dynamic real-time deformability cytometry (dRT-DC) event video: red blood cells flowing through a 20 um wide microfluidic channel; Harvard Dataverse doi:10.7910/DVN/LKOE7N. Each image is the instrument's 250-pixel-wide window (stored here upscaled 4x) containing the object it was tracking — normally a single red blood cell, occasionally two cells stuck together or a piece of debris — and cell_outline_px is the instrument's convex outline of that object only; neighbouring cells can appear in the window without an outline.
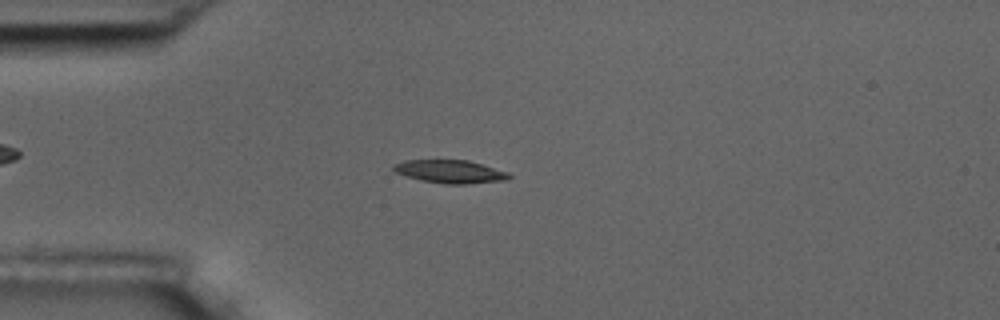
{"species": "common noctule bat (a hibernating species)", "species_latin": "Nyctalus noctula", "temperature_condition": "room temperature", "stored_images_in_passage": 55, "camera_frame_rate_fps": 3000, "um_per_image_px": 0.085, "animal": {"sex": "male", "body_mass_g": 17.5, "forearm_length_mm": 52.3}, "frame": {"image": 1, "passage_image": 14, "time_ms": 4.333, "image_size_px": [1000, 320], "cell_outline_px": [[512, 176], [508, 180], [464, 184], [444, 184], [424, 180], [408, 176], [396, 172], [392, 168], [392, 164], [404, 160], [468, 160], [508, 172]], "centroid_in_image_um": [38.28, 14.58], "position_along_channel_um": 46.7, "area_um2": 15.43}}
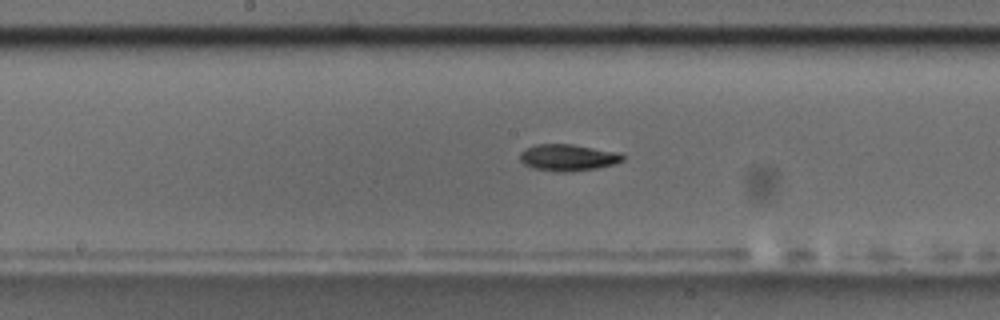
{"frame": {"image": 2, "passage_image": 28, "time_ms": 9.0, "image_size_px": [1000, 320], "cell_outline_px": [[624, 160], [612, 164], [596, 168], [568, 172], [556, 172], [532, 168], [524, 164], [520, 160], [520, 152], [524, 148], [536, 144], [572, 144], [620, 152], [624, 156]], "centroid_in_image_um": [48.25, 13.38], "position_along_channel_um": 200.0, "area_um2": 16.07}}
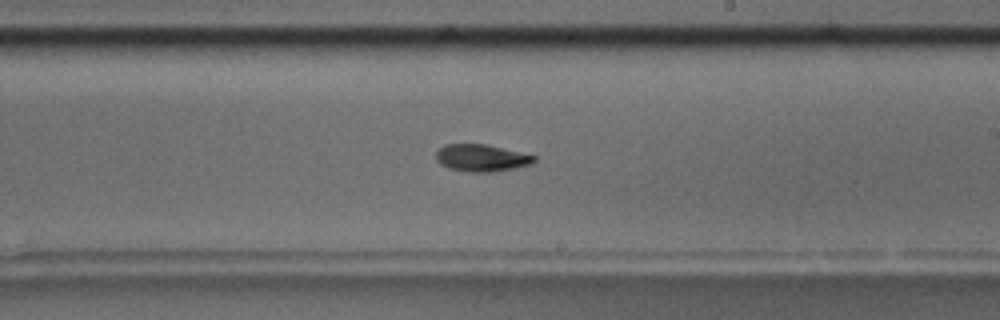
{"frame": {"image": 3, "passage_image": 32, "time_ms": 10.333, "image_size_px": [1000, 320], "cell_outline_px": [[536, 160], [532, 164], [516, 168], [492, 172], [472, 172], [448, 168], [440, 164], [436, 160], [436, 152], [444, 144], [484, 144], [536, 156]], "centroid_in_image_um": [40.91, 13.43], "position_along_channel_um": 248.1, "area_um2": 15.43}, "authors_computed_cell_mechanics": {"area_um2": 15.3748, "velocity_mm_per_s": 3.6291, "shape_relaxation_time_tau1_ms": 2.4858, "shape_relaxation_time_tau2_ms": null, "deformation_change_tau1": 0.1401, "deformation_change_tau2": null}}